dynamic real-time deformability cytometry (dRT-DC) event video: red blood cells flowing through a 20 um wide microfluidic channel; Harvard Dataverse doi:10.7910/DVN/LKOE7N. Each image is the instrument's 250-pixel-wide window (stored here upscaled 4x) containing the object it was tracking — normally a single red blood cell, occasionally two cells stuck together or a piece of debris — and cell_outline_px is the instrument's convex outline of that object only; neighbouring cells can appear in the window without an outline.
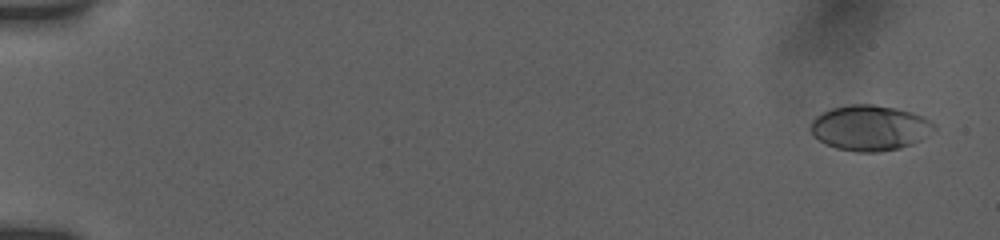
{"species": "human", "species_latin": "Homo sapiens", "temperature_condition": "room temperature", "stored_images_in_passage": 15, "camera_frame_rate_fps": 3000, "um_per_image_px": 0.085, "donor": {"sex": "female"}, "frame": {"image": 1, "passage_image": 3, "time_ms": 0.667, "image_size_px": [1000, 240], "cell_outline_px": [[936, 128], [920, 140], [912, 144], [900, 148], [876, 152], [856, 152], [836, 148], [824, 144], [812, 136], [808, 128], [812, 120], [816, 116], [832, 108], [848, 104], [872, 104], [896, 108], [912, 112], [924, 116], [932, 120], [936, 124]], "centroid_in_image_um": [73.92, 10.87], "position_along_channel_um": 11.1, "area_um2": 33.06}}